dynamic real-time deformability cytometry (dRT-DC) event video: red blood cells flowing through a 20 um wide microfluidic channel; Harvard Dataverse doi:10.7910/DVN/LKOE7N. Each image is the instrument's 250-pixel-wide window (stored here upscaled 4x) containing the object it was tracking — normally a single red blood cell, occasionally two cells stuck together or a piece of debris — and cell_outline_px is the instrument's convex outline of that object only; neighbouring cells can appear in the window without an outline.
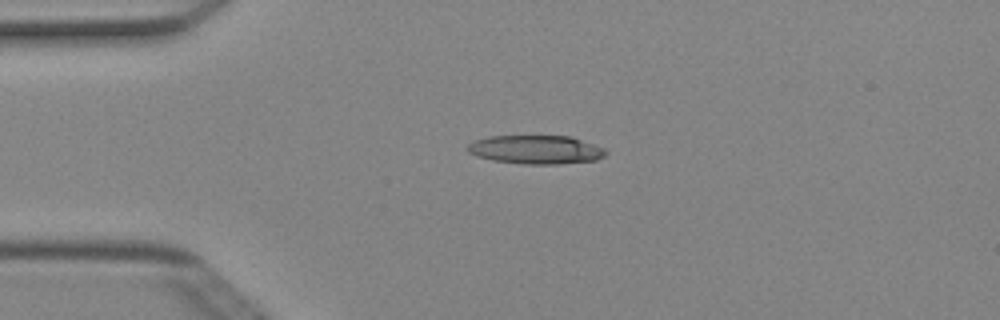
{"species": "Egyptian fruit bat (a non-hibernating species)", "species_latin": "Rousettus aegyptiacus", "temperature_condition": "cold", "stored_images_in_passage": 39, "camera_frame_rate_fps": 3000, "um_per_image_px": 0.085, "animal": {"sex": "female"}, "frame": {"image": 1, "passage_image": 1, "time_ms": 0.0, "image_size_px": [1000, 320], "cell_outline_px": [[608, 152], [604, 156], [596, 160], [560, 164], [524, 164], [492, 160], [476, 156], [468, 152], [464, 148], [472, 140], [488, 136], [572, 136], [604, 148]], "centroid_in_image_um": [45.51, 12.71], "position_along_channel_um": 39.5, "area_um2": 23.35}}
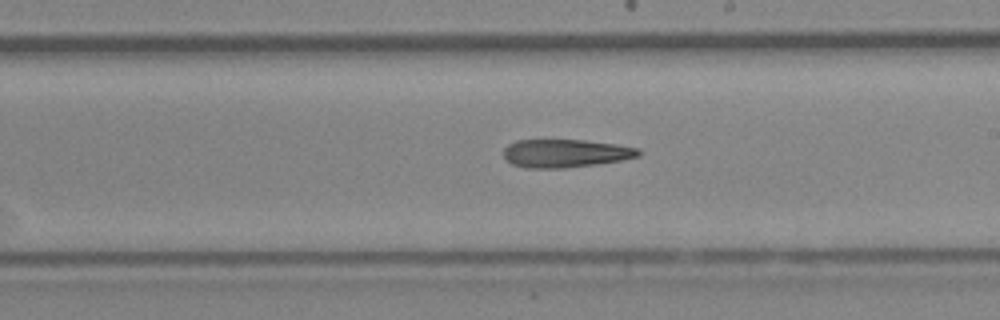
{"frame": {"image": 2, "passage_image": 18, "time_ms": 5.667, "image_size_px": [1000, 320], "cell_outline_px": [[640, 156], [620, 160], [596, 164], [564, 168], [524, 168], [512, 164], [504, 160], [504, 148], [508, 144], [516, 140], [584, 140], [616, 144], [640, 148]], "centroid_in_image_um": [48.03, 13.03], "position_along_channel_um": 241.0, "area_um2": 22.25}}
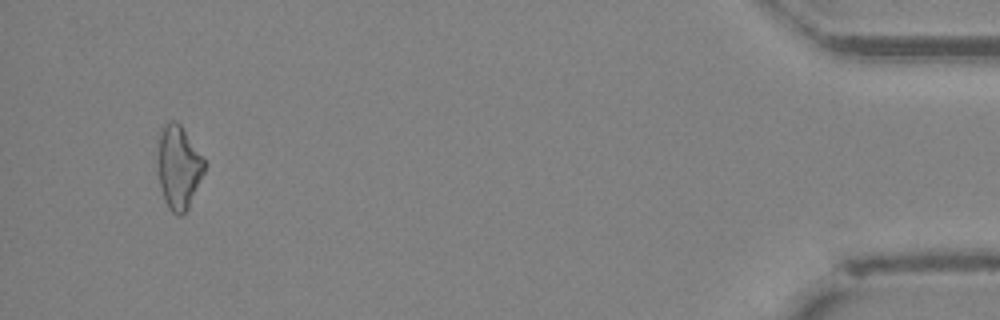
{"frame": {"image": 3, "passage_image": 37, "time_ms": 12.0, "image_size_px": [1000, 320], "cell_outline_px": [[208, 164], [188, 208], [180, 216], [176, 216], [168, 208], [164, 200], [160, 184], [156, 160], [156, 152], [160, 132], [164, 124], [168, 120], [176, 120], [180, 124]], "centroid_in_image_um": [15.16, 14.19], "position_along_channel_um": 420.0, "area_um2": 23.12}, "authors_computed_cell_mechanics": {"area_um2": 23.12, "velocity_mm_per_s": 4.0388, "shape_relaxation_time_tau1_ms": 9.1005, "shape_relaxation_time_tau2_ms": null, "deformation_change_tau1": 0.1994, "deformation_change_tau2": null}}